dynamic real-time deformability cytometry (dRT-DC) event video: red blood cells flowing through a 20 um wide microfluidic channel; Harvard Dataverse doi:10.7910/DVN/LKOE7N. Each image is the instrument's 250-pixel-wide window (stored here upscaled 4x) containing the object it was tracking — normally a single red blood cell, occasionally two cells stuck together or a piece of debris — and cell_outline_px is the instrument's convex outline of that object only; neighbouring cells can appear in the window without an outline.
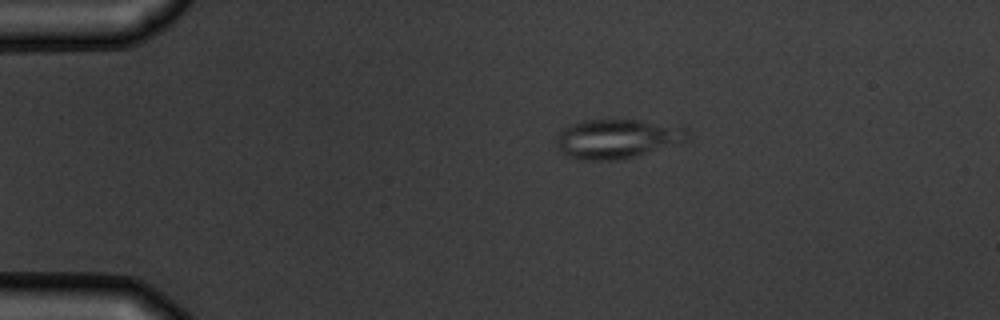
{"species": "common noctule bat (a hibernating species)", "species_latin": "Nyctalus noctula", "temperature_condition": "warm", "stored_images_in_passage": 2, "camera_frame_rate_fps": 3000, "um_per_image_px": 0.085, "animal": {"sex": "male", "body_mass_g": 19.5, "forearm_length_mm": 54.6}, "frame": {"image": 1, "passage_image": 1, "time_ms": 0.0, "image_size_px": [1000, 320], "cell_outline_px": [[688, 136], [680, 144], [616, 160], [580, 160], [568, 156], [560, 152], [556, 144], [556, 136], [564, 128], [572, 124], [584, 120], [636, 120], [684, 128], [688, 132]], "centroid_in_image_um": [52.38, 11.81], "position_along_channel_um": 32.6, "area_um2": 29.54}}